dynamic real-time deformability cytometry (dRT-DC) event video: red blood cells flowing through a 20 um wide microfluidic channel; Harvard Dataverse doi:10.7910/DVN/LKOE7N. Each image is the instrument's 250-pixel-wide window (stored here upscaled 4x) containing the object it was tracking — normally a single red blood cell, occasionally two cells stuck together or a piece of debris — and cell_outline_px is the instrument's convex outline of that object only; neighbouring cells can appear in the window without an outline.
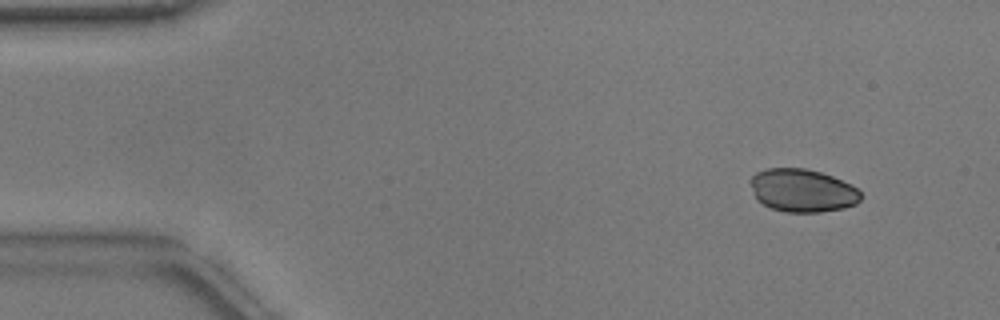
{"species": "common noctule bat (a hibernating species)", "species_latin": "Nyctalus noctula", "temperature_condition": "warm", "stored_images_in_passage": 49, "camera_frame_rate_fps": 3000, "um_per_image_px": 0.085, "animal": {"sex": "male", "body_mass_g": 17.9}, "frame": {"image": 1, "passage_image": 1, "time_ms": 0.0, "image_size_px": [1000, 320], "cell_outline_px": [[860, 200], [856, 204], [844, 208], [820, 212], [784, 212], [772, 208], [756, 200], [748, 180], [756, 172], [768, 168], [804, 168], [820, 172], [832, 176], [852, 184], [860, 192]], "centroid_in_image_um": [68.18, 16.19], "position_along_channel_um": 16.8, "area_um2": 27.8}}
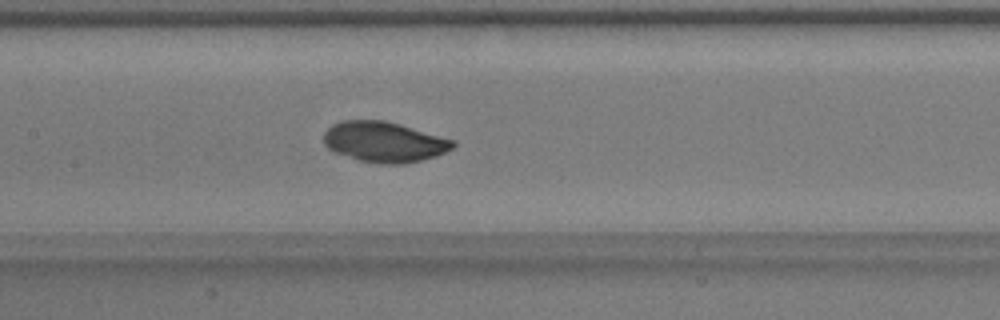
{"frame": {"image": 2, "passage_image": 21, "time_ms": 6.667, "image_size_px": [1000, 320], "cell_outline_px": [[456, 144], [452, 148], [436, 156], [404, 164], [380, 164], [360, 160], [336, 152], [328, 148], [324, 144], [324, 132], [332, 124], [340, 120], [384, 120], [400, 124], [456, 140]], "centroid_in_image_um": [32.66, 12.05], "position_along_channel_um": 174.7, "area_um2": 30.46}}
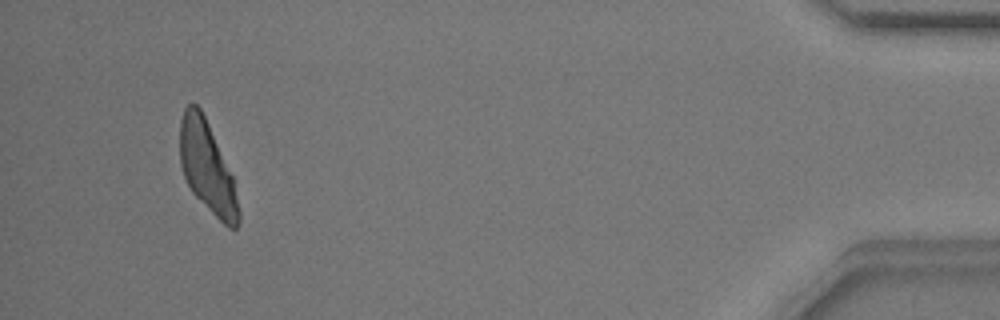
{"frame": {"image": 3, "passage_image": 46, "time_ms": 15.0, "image_size_px": [1000, 320], "cell_outline_px": [[240, 220], [236, 228], [228, 228], [192, 192], [184, 176], [180, 164], [180, 120], [184, 108], [188, 104], [196, 104], [200, 108], [208, 124], [232, 176], [240, 212]], "centroid_in_image_um": [17.59, 14.22], "position_along_channel_um": 417.6, "area_um2": 30.46}}